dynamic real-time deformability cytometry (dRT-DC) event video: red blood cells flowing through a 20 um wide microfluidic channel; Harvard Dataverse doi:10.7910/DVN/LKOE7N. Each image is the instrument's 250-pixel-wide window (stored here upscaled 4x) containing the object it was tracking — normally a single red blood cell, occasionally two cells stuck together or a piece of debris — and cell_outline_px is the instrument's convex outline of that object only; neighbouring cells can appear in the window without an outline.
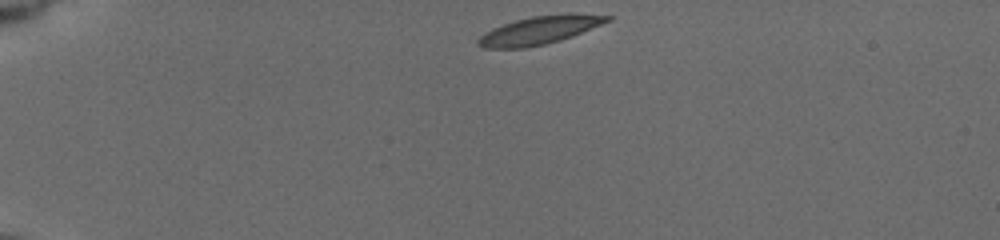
{"species": "common noctule bat (a hibernating species)", "species_latin": "Nyctalus noctula", "temperature_condition": "cold", "stored_images_in_passage": 44, "camera_frame_rate_fps": 3000, "um_per_image_px": 0.085, "animal": {"sex": "female", "body_mass_g": 19.5, "forearm_length_mm": 54.1}, "frame": {"image": 1, "passage_image": 1, "time_ms": 0.0, "image_size_px": [1000, 240], "cell_outline_px": [[612, 20], [560, 40], [544, 44], [524, 48], [484, 48], [476, 44], [476, 40], [484, 32], [492, 28], [516, 20], [532, 16], [568, 12], [612, 16]], "centroid_in_image_um": [45.84, 2.55], "position_along_channel_um": 39.2, "area_um2": 21.15}}
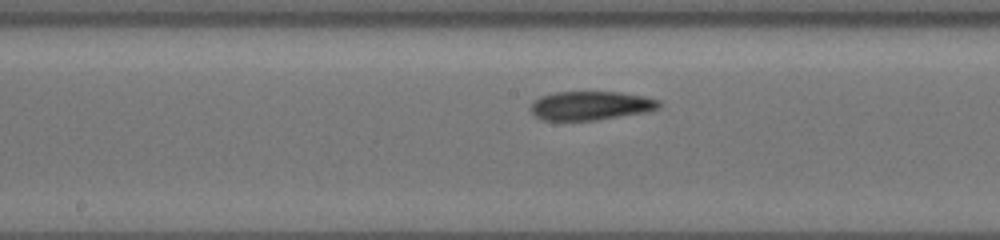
{"frame": {"image": 2, "passage_image": 19, "time_ms": 6.0, "image_size_px": [1000, 240], "cell_outline_px": [[660, 108], [648, 112], [592, 120], [544, 120], [536, 116], [528, 108], [532, 100], [540, 96], [556, 92], [620, 92], [644, 96], [660, 100]], "centroid_in_image_um": [50.19, 8.97], "position_along_channel_um": 198.0, "area_um2": 21.68}}
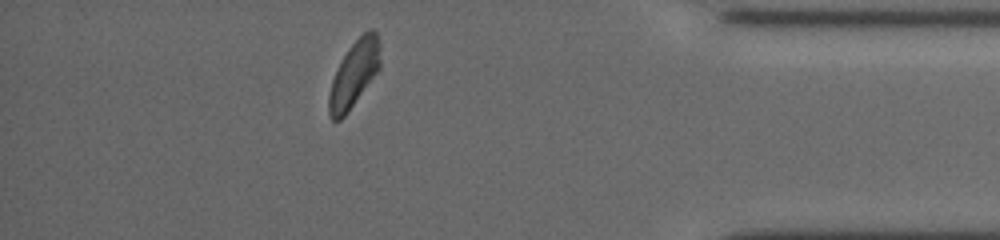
{"frame": {"image": 3, "passage_image": 38, "time_ms": 12.333, "image_size_px": [1000, 240], "cell_outline_px": [[380, 68], [348, 112], [340, 120], [332, 120], [328, 112], [328, 96], [332, 80], [348, 48], [368, 28], [372, 28], [376, 32], [380, 40]], "centroid_in_image_um": [30.11, 6.28], "position_along_channel_um": 405.1, "area_um2": 19.65}, "authors_computed_cell_mechanics": {"area_um2": 20.9814, "velocity_mm_per_s": 3.7144, "shape_relaxation_time_tau1_ms": 4.1503, "shape_relaxation_time_tau2_ms": 4.2745, "deformation_change_tau1": 0.121, "deformation_change_tau2": 0.1191}}